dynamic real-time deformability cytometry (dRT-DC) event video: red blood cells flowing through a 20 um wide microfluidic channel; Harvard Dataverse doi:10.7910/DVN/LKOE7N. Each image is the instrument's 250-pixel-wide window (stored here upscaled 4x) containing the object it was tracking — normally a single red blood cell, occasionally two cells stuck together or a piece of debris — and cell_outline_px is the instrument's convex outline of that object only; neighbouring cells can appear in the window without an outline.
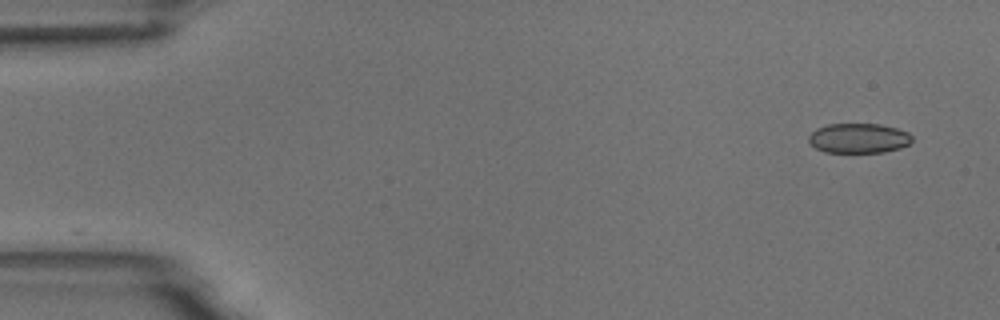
{"species": "common noctule bat (a hibernating species)", "species_latin": "Nyctalus noctula", "temperature_condition": "room temperature", "stored_images_in_passage": 2, "camera_frame_rate_fps": 3000, "um_per_image_px": 0.085, "animal": {"sex": "male", "body_mass_g": 18.8}, "frame": {"image": 1, "passage_image": 2, "time_ms": 1.0, "image_size_px": [1000, 320], "cell_outline_px": [[912, 140], [908, 144], [900, 148], [884, 152], [824, 152], [816, 148], [808, 140], [808, 136], [816, 128], [828, 124], [880, 124], [896, 128], [908, 132], [912, 136]], "centroid_in_image_um": [72.98, 11.74], "position_along_channel_um": 12.0, "area_um2": 17.92}}